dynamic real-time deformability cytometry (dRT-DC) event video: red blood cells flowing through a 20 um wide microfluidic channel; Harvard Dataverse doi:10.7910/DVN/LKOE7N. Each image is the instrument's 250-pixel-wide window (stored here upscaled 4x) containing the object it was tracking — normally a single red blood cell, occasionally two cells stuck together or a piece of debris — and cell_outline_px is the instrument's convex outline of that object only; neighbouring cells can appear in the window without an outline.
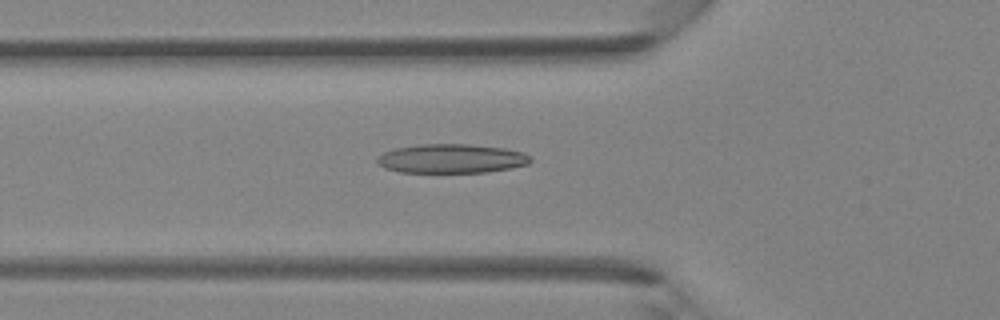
{"species": "Egyptian fruit bat (a non-hibernating species)", "species_latin": "Rousettus aegyptiacus", "temperature_condition": "room temperature", "stored_images_in_passage": 35, "camera_frame_rate_fps": 3000, "um_per_image_px": 0.085, "animal": {"sex": "female"}, "frame": {"image": 1, "passage_image": 8, "time_ms": 2.333, "image_size_px": [1000, 320], "cell_outline_px": [[532, 160], [528, 164], [508, 168], [484, 172], [400, 172], [384, 168], [376, 160], [384, 152], [392, 148], [420, 144], [468, 144], [504, 148], [524, 152]], "centroid_in_image_um": [38.35, 13.47], "position_along_channel_um": 87.5, "area_um2": 25.84}}
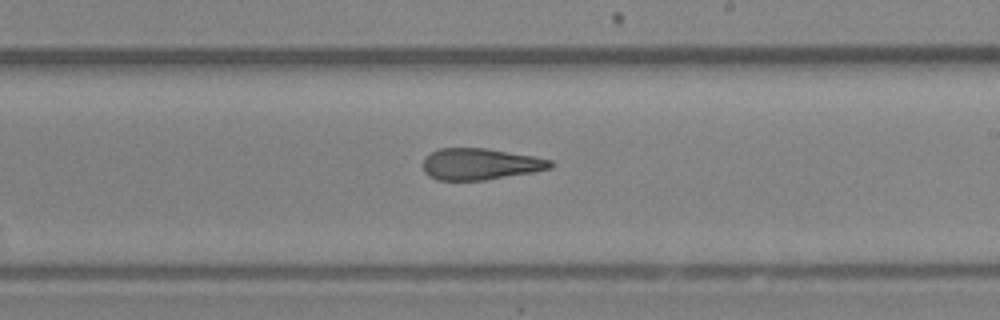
{"frame": {"image": 2, "passage_image": 18, "time_ms": 5.667, "image_size_px": [1000, 320], "cell_outline_px": [[552, 168], [532, 172], [484, 180], [436, 180], [428, 176], [424, 172], [424, 156], [440, 148], [484, 148], [532, 156], [552, 160]], "centroid_in_image_um": [40.78, 13.95], "position_along_channel_um": 248.2, "area_um2": 23.18}}
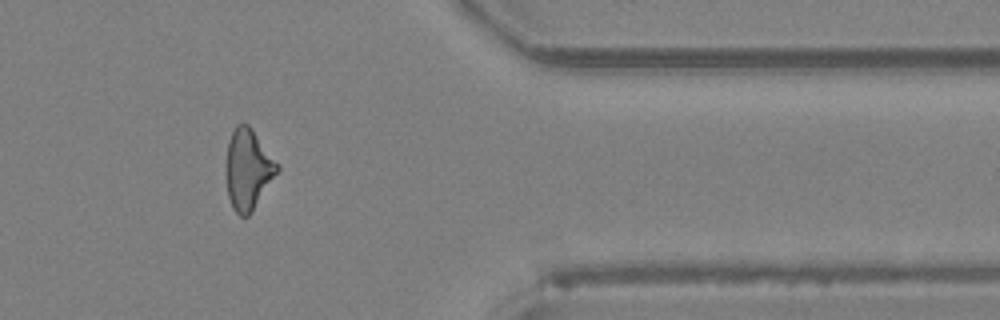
{"frame": {"image": 3, "passage_image": 28, "time_ms": 9.0, "image_size_px": [1000, 320], "cell_outline_px": [[280, 168], [252, 212], [248, 216], [240, 216], [232, 208], [228, 196], [224, 176], [224, 164], [228, 140], [236, 124], [248, 124], [252, 128], [280, 164]], "centroid_in_image_um": [21.05, 14.38], "position_along_channel_um": 390.3, "area_um2": 24.62}}